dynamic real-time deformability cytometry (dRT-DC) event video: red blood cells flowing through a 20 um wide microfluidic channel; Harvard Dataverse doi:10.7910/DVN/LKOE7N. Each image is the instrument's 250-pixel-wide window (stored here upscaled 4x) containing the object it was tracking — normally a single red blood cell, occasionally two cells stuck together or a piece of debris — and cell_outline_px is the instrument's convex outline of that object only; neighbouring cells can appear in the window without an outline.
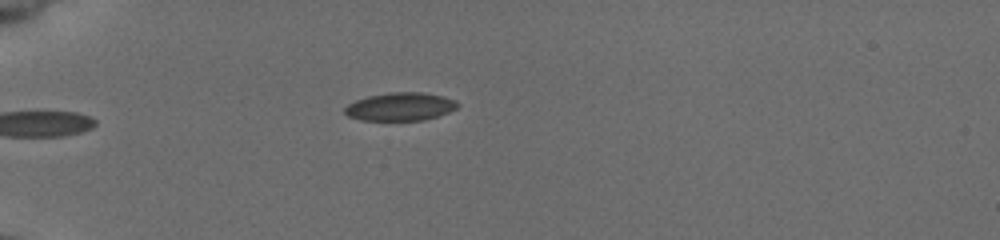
{"species": "common noctule bat (a hibernating species)", "species_latin": "Nyctalus noctula", "temperature_condition": "cold", "stored_images_in_passage": 27, "camera_frame_rate_fps": 3000, "um_per_image_px": 0.085, "animal": {"sex": "female", "body_mass_g": 19.5, "forearm_length_mm": 54.1}, "frame": {"image": 1, "passage_image": 1, "time_ms": 0.0, "image_size_px": [1000, 240], "cell_outline_px": [[456, 108], [448, 112], [424, 120], [360, 120], [348, 116], [344, 112], [344, 108], [348, 104], [356, 100], [368, 96], [392, 92], [420, 92], [440, 96], [452, 100], [456, 104]], "centroid_in_image_um": [33.95, 9.07], "position_along_channel_um": 51.1, "area_um2": 18.09}}